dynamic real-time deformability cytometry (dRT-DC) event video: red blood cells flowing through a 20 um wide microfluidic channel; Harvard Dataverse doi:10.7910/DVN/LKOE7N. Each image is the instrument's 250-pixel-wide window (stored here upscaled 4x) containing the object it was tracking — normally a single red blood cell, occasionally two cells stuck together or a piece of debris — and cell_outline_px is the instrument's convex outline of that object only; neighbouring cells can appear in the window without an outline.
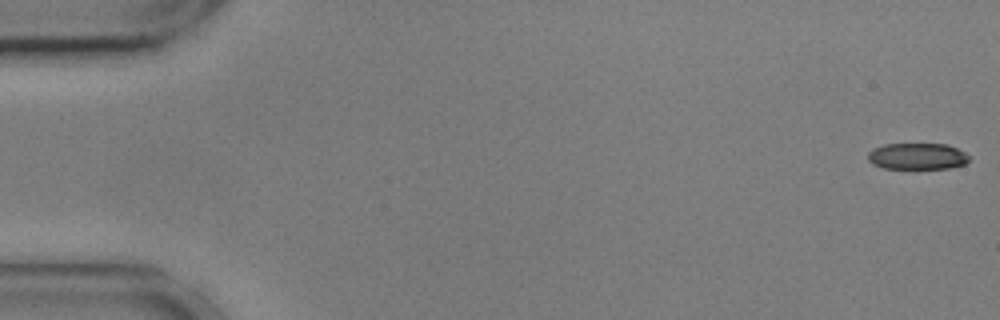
{"species": "common noctule bat (a hibernating species)", "species_latin": "Nyctalus noctula", "temperature_condition": "cold", "stored_images_in_passage": 55, "camera_frame_rate_fps": 3000, "um_per_image_px": 0.085, "animal": {"sex": "male", "body_mass_g": 17.9, "forearm_length_mm": 54.2}, "frame": {"image": 1, "passage_image": 1, "time_ms": 0.0, "image_size_px": [1000, 320], "cell_outline_px": [[968, 160], [964, 164], [948, 168], [884, 168], [872, 164], [868, 160], [868, 152], [872, 148], [884, 144], [948, 144], [964, 152], [968, 156]], "centroid_in_image_um": [77.92, 13.27], "position_along_channel_um": 7.1, "area_um2": 15.49}}
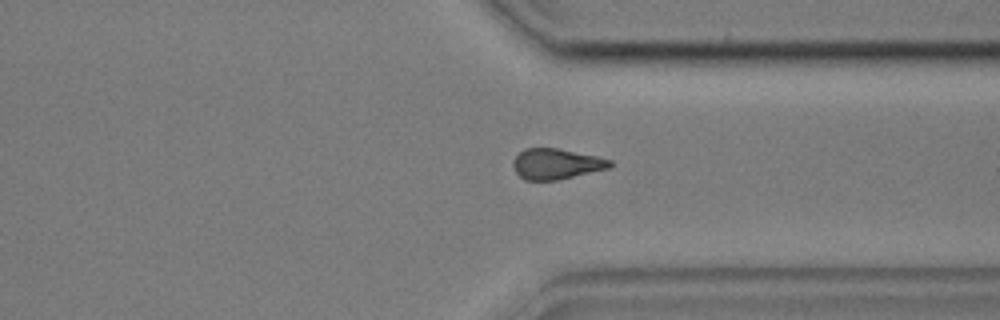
{"frame": {"image": 2, "passage_image": 42, "time_ms": 13.667, "image_size_px": [1000, 320], "cell_outline_px": [[612, 164], [608, 168], [556, 180], [524, 180], [516, 172], [512, 164], [512, 160], [524, 148], [556, 148], [596, 156], [612, 160]], "centroid_in_image_um": [47.24, 13.93], "position_along_channel_um": 364.2, "area_um2": 17.05}}
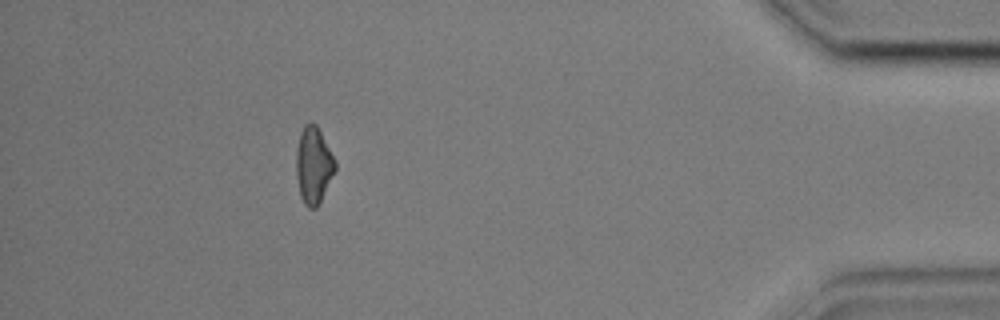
{"frame": {"image": 3, "passage_image": 50, "time_ms": 16.333, "image_size_px": [1000, 320], "cell_outline_px": [[336, 168], [320, 204], [316, 208], [308, 208], [304, 204], [300, 196], [296, 176], [296, 148], [300, 132], [304, 124], [316, 124], [336, 160]], "centroid_in_image_um": [26.64, 14.07], "position_along_channel_um": 408.6, "area_um2": 17.57}, "authors_computed_cell_mechanics": {"area_um2": 17.629, "velocity_mm_per_s": 3.6331, "shape_relaxation_time_tau1_ms": 3.5745, "shape_relaxation_time_tau2_ms": 6.5611, "deformation_change_tau1": 0.1132, "deformation_change_tau2": 0.1309}}